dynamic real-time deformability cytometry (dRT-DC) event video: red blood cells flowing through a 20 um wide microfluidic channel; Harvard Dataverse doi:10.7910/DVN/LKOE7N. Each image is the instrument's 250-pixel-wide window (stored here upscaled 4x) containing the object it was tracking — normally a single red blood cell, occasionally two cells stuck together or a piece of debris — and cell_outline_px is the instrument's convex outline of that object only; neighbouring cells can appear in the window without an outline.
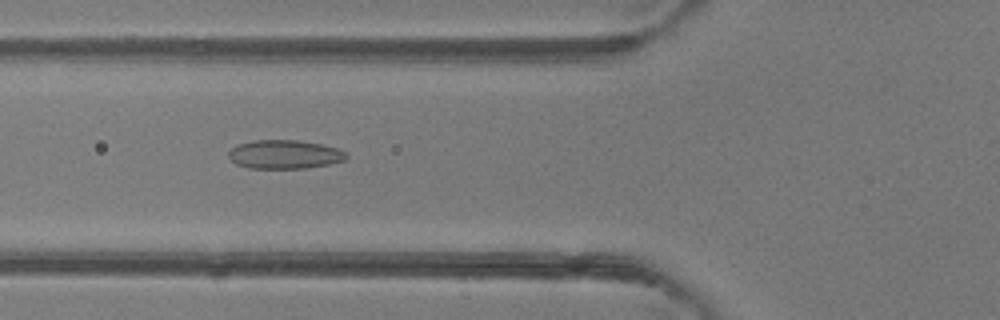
{"species": "common noctule bat (a hibernating species)", "species_latin": "Nyctalus noctula", "temperature_condition": "room temperature", "stored_images_in_passage": 35, "camera_frame_rate_fps": 3000, "um_per_image_px": 0.085, "animal": {"sex": "female"}, "frame": {"image": 1, "passage_image": 4, "time_ms": 1.0, "image_size_px": [1000, 320], "cell_outline_px": [[348, 156], [344, 160], [328, 164], [308, 168], [248, 168], [236, 164], [228, 156], [228, 152], [236, 144], [252, 140], [296, 140], [320, 144], [340, 148], [348, 152]], "centroid_in_image_um": [24.19, 13.12], "position_along_channel_um": 101.6, "area_um2": 19.88}}
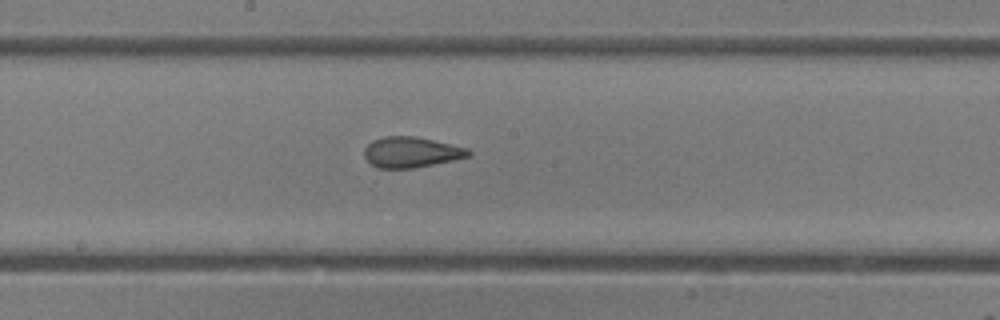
{"frame": {"image": 2, "passage_image": 12, "time_ms": 3.667, "image_size_px": [1000, 320], "cell_outline_px": [[472, 156], [412, 168], [380, 168], [372, 164], [364, 156], [364, 148], [372, 140], [384, 136], [416, 136], [468, 148], [472, 152]], "centroid_in_image_um": [34.96, 12.92], "position_along_channel_um": 213.2, "area_um2": 18.5}}
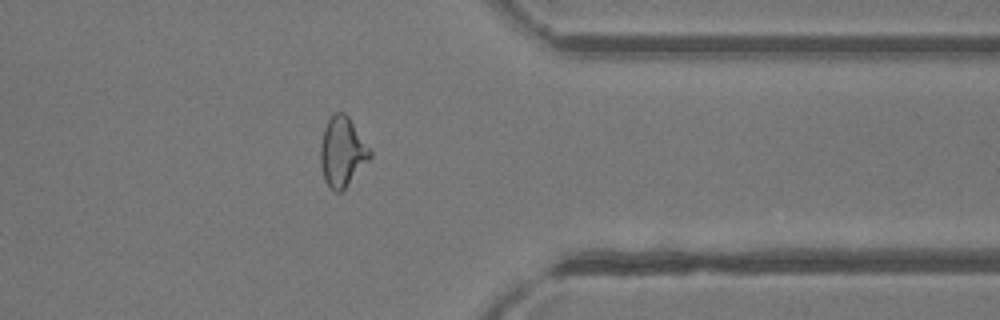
{"frame": {"image": 3, "passage_image": 25, "time_ms": 8.0, "image_size_px": [1000, 320], "cell_outline_px": [[372, 156], [344, 188], [340, 192], [336, 192], [324, 180], [320, 164], [320, 144], [324, 128], [328, 120], [336, 112], [344, 112], [348, 116], [372, 152]], "centroid_in_image_um": [29.07, 12.89], "position_along_channel_um": 382.3, "area_um2": 19.71}, "authors_computed_cell_mechanics": {"area_um2": 19.3052, "velocity_mm_per_s": 4.1711, "shape_relaxation_time_tau1_ms": 10.634, "shape_relaxation_time_tau2_ms": 1.7891, "deformation_change_tau1": 0.2134, "deformation_change_tau2": 0.1086}}